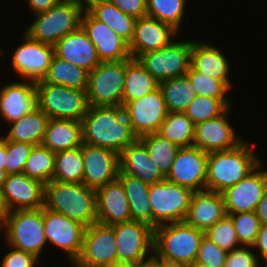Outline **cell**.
<instances>
[{"instance_id":"1","label":"cell","mask_w":267,"mask_h":267,"mask_svg":"<svg viewBox=\"0 0 267 267\" xmlns=\"http://www.w3.org/2000/svg\"><path fill=\"white\" fill-rule=\"evenodd\" d=\"M83 143L108 148L120 154L138 138L123 106H89L82 119Z\"/></svg>"},{"instance_id":"2","label":"cell","mask_w":267,"mask_h":267,"mask_svg":"<svg viewBox=\"0 0 267 267\" xmlns=\"http://www.w3.org/2000/svg\"><path fill=\"white\" fill-rule=\"evenodd\" d=\"M244 140L236 148L208 154L206 190L221 193L252 172L262 160L255 148ZM255 152V153H254Z\"/></svg>"},{"instance_id":"3","label":"cell","mask_w":267,"mask_h":267,"mask_svg":"<svg viewBox=\"0 0 267 267\" xmlns=\"http://www.w3.org/2000/svg\"><path fill=\"white\" fill-rule=\"evenodd\" d=\"M45 207L85 227L97 223L96 190L84 183L50 181L45 185Z\"/></svg>"},{"instance_id":"4","label":"cell","mask_w":267,"mask_h":267,"mask_svg":"<svg viewBox=\"0 0 267 267\" xmlns=\"http://www.w3.org/2000/svg\"><path fill=\"white\" fill-rule=\"evenodd\" d=\"M83 11L74 0H60L49 10L34 14L33 22L23 32L32 40L54 45L81 26Z\"/></svg>"},{"instance_id":"5","label":"cell","mask_w":267,"mask_h":267,"mask_svg":"<svg viewBox=\"0 0 267 267\" xmlns=\"http://www.w3.org/2000/svg\"><path fill=\"white\" fill-rule=\"evenodd\" d=\"M205 231L185 221L160 225L154 228V254L178 262L192 264L196 261L198 249Z\"/></svg>"},{"instance_id":"6","label":"cell","mask_w":267,"mask_h":267,"mask_svg":"<svg viewBox=\"0 0 267 267\" xmlns=\"http://www.w3.org/2000/svg\"><path fill=\"white\" fill-rule=\"evenodd\" d=\"M37 107L50 119L81 122L89 108L86 90L54 85L44 80L35 82Z\"/></svg>"},{"instance_id":"7","label":"cell","mask_w":267,"mask_h":267,"mask_svg":"<svg viewBox=\"0 0 267 267\" xmlns=\"http://www.w3.org/2000/svg\"><path fill=\"white\" fill-rule=\"evenodd\" d=\"M3 233L7 246L42 258L41 253L48 245L44 233L43 208L11 211L4 223Z\"/></svg>"},{"instance_id":"8","label":"cell","mask_w":267,"mask_h":267,"mask_svg":"<svg viewBox=\"0 0 267 267\" xmlns=\"http://www.w3.org/2000/svg\"><path fill=\"white\" fill-rule=\"evenodd\" d=\"M172 40L164 48L139 55L136 59L158 81L185 76L191 62L192 40Z\"/></svg>"},{"instance_id":"9","label":"cell","mask_w":267,"mask_h":267,"mask_svg":"<svg viewBox=\"0 0 267 267\" xmlns=\"http://www.w3.org/2000/svg\"><path fill=\"white\" fill-rule=\"evenodd\" d=\"M193 193L191 189L166 179L150 185L149 200L152 208V227L184 221Z\"/></svg>"},{"instance_id":"10","label":"cell","mask_w":267,"mask_h":267,"mask_svg":"<svg viewBox=\"0 0 267 267\" xmlns=\"http://www.w3.org/2000/svg\"><path fill=\"white\" fill-rule=\"evenodd\" d=\"M125 60L100 62L88 73L89 106H123Z\"/></svg>"},{"instance_id":"11","label":"cell","mask_w":267,"mask_h":267,"mask_svg":"<svg viewBox=\"0 0 267 267\" xmlns=\"http://www.w3.org/2000/svg\"><path fill=\"white\" fill-rule=\"evenodd\" d=\"M114 229L117 261L140 263L154 254V228L140 221H127Z\"/></svg>"},{"instance_id":"12","label":"cell","mask_w":267,"mask_h":267,"mask_svg":"<svg viewBox=\"0 0 267 267\" xmlns=\"http://www.w3.org/2000/svg\"><path fill=\"white\" fill-rule=\"evenodd\" d=\"M44 233L49 244L66 254V261L72 266L79 258L85 226L63 214L43 207Z\"/></svg>"},{"instance_id":"13","label":"cell","mask_w":267,"mask_h":267,"mask_svg":"<svg viewBox=\"0 0 267 267\" xmlns=\"http://www.w3.org/2000/svg\"><path fill=\"white\" fill-rule=\"evenodd\" d=\"M21 39L23 42L11 54V67L21 80H43L54 56V46L32 40L24 32Z\"/></svg>"},{"instance_id":"14","label":"cell","mask_w":267,"mask_h":267,"mask_svg":"<svg viewBox=\"0 0 267 267\" xmlns=\"http://www.w3.org/2000/svg\"><path fill=\"white\" fill-rule=\"evenodd\" d=\"M114 229L99 223L85 228L82 251L71 267H107L117 261Z\"/></svg>"},{"instance_id":"15","label":"cell","mask_w":267,"mask_h":267,"mask_svg":"<svg viewBox=\"0 0 267 267\" xmlns=\"http://www.w3.org/2000/svg\"><path fill=\"white\" fill-rule=\"evenodd\" d=\"M262 161L252 172L221 192L226 214L255 211L267 190V170Z\"/></svg>"},{"instance_id":"16","label":"cell","mask_w":267,"mask_h":267,"mask_svg":"<svg viewBox=\"0 0 267 267\" xmlns=\"http://www.w3.org/2000/svg\"><path fill=\"white\" fill-rule=\"evenodd\" d=\"M124 110L137 138L158 132L168 113L159 87L142 98L128 102Z\"/></svg>"},{"instance_id":"17","label":"cell","mask_w":267,"mask_h":267,"mask_svg":"<svg viewBox=\"0 0 267 267\" xmlns=\"http://www.w3.org/2000/svg\"><path fill=\"white\" fill-rule=\"evenodd\" d=\"M232 106L221 115L195 125L193 146L204 152L226 151L236 148L245 139L229 122ZM237 133V134H236Z\"/></svg>"},{"instance_id":"18","label":"cell","mask_w":267,"mask_h":267,"mask_svg":"<svg viewBox=\"0 0 267 267\" xmlns=\"http://www.w3.org/2000/svg\"><path fill=\"white\" fill-rule=\"evenodd\" d=\"M208 154L194 146L180 148L165 179L193 192L206 190Z\"/></svg>"},{"instance_id":"19","label":"cell","mask_w":267,"mask_h":267,"mask_svg":"<svg viewBox=\"0 0 267 267\" xmlns=\"http://www.w3.org/2000/svg\"><path fill=\"white\" fill-rule=\"evenodd\" d=\"M84 175L82 183L97 190L118 177L119 154L115 151L87 144L81 145Z\"/></svg>"},{"instance_id":"20","label":"cell","mask_w":267,"mask_h":267,"mask_svg":"<svg viewBox=\"0 0 267 267\" xmlns=\"http://www.w3.org/2000/svg\"><path fill=\"white\" fill-rule=\"evenodd\" d=\"M81 27L94 43L101 62L132 58L129 44L104 22L95 19L86 9L81 17Z\"/></svg>"},{"instance_id":"21","label":"cell","mask_w":267,"mask_h":267,"mask_svg":"<svg viewBox=\"0 0 267 267\" xmlns=\"http://www.w3.org/2000/svg\"><path fill=\"white\" fill-rule=\"evenodd\" d=\"M2 191L10 211L35 210L45 206V184L24 173L7 175Z\"/></svg>"},{"instance_id":"22","label":"cell","mask_w":267,"mask_h":267,"mask_svg":"<svg viewBox=\"0 0 267 267\" xmlns=\"http://www.w3.org/2000/svg\"><path fill=\"white\" fill-rule=\"evenodd\" d=\"M179 33L169 24L145 16L136 20L134 36L129 44V52L133 59L144 53L167 46L178 37Z\"/></svg>"},{"instance_id":"23","label":"cell","mask_w":267,"mask_h":267,"mask_svg":"<svg viewBox=\"0 0 267 267\" xmlns=\"http://www.w3.org/2000/svg\"><path fill=\"white\" fill-rule=\"evenodd\" d=\"M37 108L35 82L8 81L0 89L1 120L10 124Z\"/></svg>"},{"instance_id":"24","label":"cell","mask_w":267,"mask_h":267,"mask_svg":"<svg viewBox=\"0 0 267 267\" xmlns=\"http://www.w3.org/2000/svg\"><path fill=\"white\" fill-rule=\"evenodd\" d=\"M96 208L99 224L112 226L132 220L125 190L118 178L96 190Z\"/></svg>"},{"instance_id":"25","label":"cell","mask_w":267,"mask_h":267,"mask_svg":"<svg viewBox=\"0 0 267 267\" xmlns=\"http://www.w3.org/2000/svg\"><path fill=\"white\" fill-rule=\"evenodd\" d=\"M54 55L91 72L100 64L94 43L80 26L54 45Z\"/></svg>"},{"instance_id":"26","label":"cell","mask_w":267,"mask_h":267,"mask_svg":"<svg viewBox=\"0 0 267 267\" xmlns=\"http://www.w3.org/2000/svg\"><path fill=\"white\" fill-rule=\"evenodd\" d=\"M228 59L220 47L206 41L192 40L190 66L211 78L221 80L231 90L233 81L229 75L232 68Z\"/></svg>"},{"instance_id":"27","label":"cell","mask_w":267,"mask_h":267,"mask_svg":"<svg viewBox=\"0 0 267 267\" xmlns=\"http://www.w3.org/2000/svg\"><path fill=\"white\" fill-rule=\"evenodd\" d=\"M226 215L223 196L214 191H197L192 194L184 221L206 231Z\"/></svg>"},{"instance_id":"28","label":"cell","mask_w":267,"mask_h":267,"mask_svg":"<svg viewBox=\"0 0 267 267\" xmlns=\"http://www.w3.org/2000/svg\"><path fill=\"white\" fill-rule=\"evenodd\" d=\"M119 163V173L137 177L145 184L153 185L165 179L157 165L152 161L147 148L139 139L129 144L119 154Z\"/></svg>"},{"instance_id":"29","label":"cell","mask_w":267,"mask_h":267,"mask_svg":"<svg viewBox=\"0 0 267 267\" xmlns=\"http://www.w3.org/2000/svg\"><path fill=\"white\" fill-rule=\"evenodd\" d=\"M82 144V122L70 119H49L43 146L57 153L78 148Z\"/></svg>"},{"instance_id":"30","label":"cell","mask_w":267,"mask_h":267,"mask_svg":"<svg viewBox=\"0 0 267 267\" xmlns=\"http://www.w3.org/2000/svg\"><path fill=\"white\" fill-rule=\"evenodd\" d=\"M49 117L38 107L31 113L8 124L10 127L2 136L9 141L40 145L43 142Z\"/></svg>"},{"instance_id":"31","label":"cell","mask_w":267,"mask_h":267,"mask_svg":"<svg viewBox=\"0 0 267 267\" xmlns=\"http://www.w3.org/2000/svg\"><path fill=\"white\" fill-rule=\"evenodd\" d=\"M117 178L124 187L132 220L147 223L152 227V208L149 200L150 185L125 173H118Z\"/></svg>"},{"instance_id":"32","label":"cell","mask_w":267,"mask_h":267,"mask_svg":"<svg viewBox=\"0 0 267 267\" xmlns=\"http://www.w3.org/2000/svg\"><path fill=\"white\" fill-rule=\"evenodd\" d=\"M159 87V82L137 59L125 60L123 107L130 101L142 98Z\"/></svg>"},{"instance_id":"33","label":"cell","mask_w":267,"mask_h":267,"mask_svg":"<svg viewBox=\"0 0 267 267\" xmlns=\"http://www.w3.org/2000/svg\"><path fill=\"white\" fill-rule=\"evenodd\" d=\"M95 19L104 22L128 44L133 39L136 18L125 14L106 0L97 1L86 9Z\"/></svg>"},{"instance_id":"34","label":"cell","mask_w":267,"mask_h":267,"mask_svg":"<svg viewBox=\"0 0 267 267\" xmlns=\"http://www.w3.org/2000/svg\"><path fill=\"white\" fill-rule=\"evenodd\" d=\"M159 88L168 113H184L196 97V92L186 75L161 81Z\"/></svg>"},{"instance_id":"35","label":"cell","mask_w":267,"mask_h":267,"mask_svg":"<svg viewBox=\"0 0 267 267\" xmlns=\"http://www.w3.org/2000/svg\"><path fill=\"white\" fill-rule=\"evenodd\" d=\"M88 73L84 68L54 55L49 65L48 73L43 80L54 85L87 90Z\"/></svg>"},{"instance_id":"36","label":"cell","mask_w":267,"mask_h":267,"mask_svg":"<svg viewBox=\"0 0 267 267\" xmlns=\"http://www.w3.org/2000/svg\"><path fill=\"white\" fill-rule=\"evenodd\" d=\"M195 125L185 113H167L158 133L179 148L193 146Z\"/></svg>"},{"instance_id":"37","label":"cell","mask_w":267,"mask_h":267,"mask_svg":"<svg viewBox=\"0 0 267 267\" xmlns=\"http://www.w3.org/2000/svg\"><path fill=\"white\" fill-rule=\"evenodd\" d=\"M138 139L145 145L152 161L166 178L170 173L174 157L180 148L158 132L143 135Z\"/></svg>"},{"instance_id":"38","label":"cell","mask_w":267,"mask_h":267,"mask_svg":"<svg viewBox=\"0 0 267 267\" xmlns=\"http://www.w3.org/2000/svg\"><path fill=\"white\" fill-rule=\"evenodd\" d=\"M84 164L81 146L55 154L53 179L60 182L82 183Z\"/></svg>"},{"instance_id":"39","label":"cell","mask_w":267,"mask_h":267,"mask_svg":"<svg viewBox=\"0 0 267 267\" xmlns=\"http://www.w3.org/2000/svg\"><path fill=\"white\" fill-rule=\"evenodd\" d=\"M55 154L42 144L33 146L22 173L48 184L53 179Z\"/></svg>"},{"instance_id":"40","label":"cell","mask_w":267,"mask_h":267,"mask_svg":"<svg viewBox=\"0 0 267 267\" xmlns=\"http://www.w3.org/2000/svg\"><path fill=\"white\" fill-rule=\"evenodd\" d=\"M188 0H147V16L169 24L180 33Z\"/></svg>"},{"instance_id":"41","label":"cell","mask_w":267,"mask_h":267,"mask_svg":"<svg viewBox=\"0 0 267 267\" xmlns=\"http://www.w3.org/2000/svg\"><path fill=\"white\" fill-rule=\"evenodd\" d=\"M189 81L191 82L196 96L213 97L220 99L227 107L233 106L234 101L228 97L229 88L221 81L211 78L191 66L186 73Z\"/></svg>"},{"instance_id":"42","label":"cell","mask_w":267,"mask_h":267,"mask_svg":"<svg viewBox=\"0 0 267 267\" xmlns=\"http://www.w3.org/2000/svg\"><path fill=\"white\" fill-rule=\"evenodd\" d=\"M227 108L220 99L196 96L184 113L196 125L221 115Z\"/></svg>"},{"instance_id":"43","label":"cell","mask_w":267,"mask_h":267,"mask_svg":"<svg viewBox=\"0 0 267 267\" xmlns=\"http://www.w3.org/2000/svg\"><path fill=\"white\" fill-rule=\"evenodd\" d=\"M205 236L227 252L242 246L237 238L234 224L227 214L209 227L205 231Z\"/></svg>"},{"instance_id":"44","label":"cell","mask_w":267,"mask_h":267,"mask_svg":"<svg viewBox=\"0 0 267 267\" xmlns=\"http://www.w3.org/2000/svg\"><path fill=\"white\" fill-rule=\"evenodd\" d=\"M228 215L234 224L239 243L243 246H252L261 225L255 212H239Z\"/></svg>"},{"instance_id":"45","label":"cell","mask_w":267,"mask_h":267,"mask_svg":"<svg viewBox=\"0 0 267 267\" xmlns=\"http://www.w3.org/2000/svg\"><path fill=\"white\" fill-rule=\"evenodd\" d=\"M34 145L6 140V163L7 174L22 173L25 163Z\"/></svg>"},{"instance_id":"46","label":"cell","mask_w":267,"mask_h":267,"mask_svg":"<svg viewBox=\"0 0 267 267\" xmlns=\"http://www.w3.org/2000/svg\"><path fill=\"white\" fill-rule=\"evenodd\" d=\"M228 252L204 235L201 240L196 261L210 267H225Z\"/></svg>"},{"instance_id":"47","label":"cell","mask_w":267,"mask_h":267,"mask_svg":"<svg viewBox=\"0 0 267 267\" xmlns=\"http://www.w3.org/2000/svg\"><path fill=\"white\" fill-rule=\"evenodd\" d=\"M251 246H240L228 252L225 267H261L263 261Z\"/></svg>"},{"instance_id":"48","label":"cell","mask_w":267,"mask_h":267,"mask_svg":"<svg viewBox=\"0 0 267 267\" xmlns=\"http://www.w3.org/2000/svg\"><path fill=\"white\" fill-rule=\"evenodd\" d=\"M10 249L3 255L0 267H36L37 263L41 265L39 258L34 254L15 249L8 246Z\"/></svg>"},{"instance_id":"49","label":"cell","mask_w":267,"mask_h":267,"mask_svg":"<svg viewBox=\"0 0 267 267\" xmlns=\"http://www.w3.org/2000/svg\"><path fill=\"white\" fill-rule=\"evenodd\" d=\"M136 19L147 16V0H106Z\"/></svg>"},{"instance_id":"50","label":"cell","mask_w":267,"mask_h":267,"mask_svg":"<svg viewBox=\"0 0 267 267\" xmlns=\"http://www.w3.org/2000/svg\"><path fill=\"white\" fill-rule=\"evenodd\" d=\"M251 247L261 261L267 262V224L260 225L259 232Z\"/></svg>"},{"instance_id":"51","label":"cell","mask_w":267,"mask_h":267,"mask_svg":"<svg viewBox=\"0 0 267 267\" xmlns=\"http://www.w3.org/2000/svg\"><path fill=\"white\" fill-rule=\"evenodd\" d=\"M32 14L44 12L55 6L60 0H24Z\"/></svg>"},{"instance_id":"52","label":"cell","mask_w":267,"mask_h":267,"mask_svg":"<svg viewBox=\"0 0 267 267\" xmlns=\"http://www.w3.org/2000/svg\"><path fill=\"white\" fill-rule=\"evenodd\" d=\"M254 212L259 218L260 224H267V190L264 192L262 199L258 202Z\"/></svg>"},{"instance_id":"53","label":"cell","mask_w":267,"mask_h":267,"mask_svg":"<svg viewBox=\"0 0 267 267\" xmlns=\"http://www.w3.org/2000/svg\"><path fill=\"white\" fill-rule=\"evenodd\" d=\"M10 210L7 206L2 187H0V222L4 225L6 218L10 215Z\"/></svg>"},{"instance_id":"54","label":"cell","mask_w":267,"mask_h":267,"mask_svg":"<svg viewBox=\"0 0 267 267\" xmlns=\"http://www.w3.org/2000/svg\"><path fill=\"white\" fill-rule=\"evenodd\" d=\"M161 267H189V264L161 257H153Z\"/></svg>"},{"instance_id":"55","label":"cell","mask_w":267,"mask_h":267,"mask_svg":"<svg viewBox=\"0 0 267 267\" xmlns=\"http://www.w3.org/2000/svg\"><path fill=\"white\" fill-rule=\"evenodd\" d=\"M6 163V139L0 135V169L5 170Z\"/></svg>"},{"instance_id":"56","label":"cell","mask_w":267,"mask_h":267,"mask_svg":"<svg viewBox=\"0 0 267 267\" xmlns=\"http://www.w3.org/2000/svg\"><path fill=\"white\" fill-rule=\"evenodd\" d=\"M107 267H139V263L126 262V261H116Z\"/></svg>"},{"instance_id":"57","label":"cell","mask_w":267,"mask_h":267,"mask_svg":"<svg viewBox=\"0 0 267 267\" xmlns=\"http://www.w3.org/2000/svg\"><path fill=\"white\" fill-rule=\"evenodd\" d=\"M139 267H161L160 264L153 258L140 262Z\"/></svg>"},{"instance_id":"58","label":"cell","mask_w":267,"mask_h":267,"mask_svg":"<svg viewBox=\"0 0 267 267\" xmlns=\"http://www.w3.org/2000/svg\"><path fill=\"white\" fill-rule=\"evenodd\" d=\"M74 1H76L83 9H87L93 3L102 0H74Z\"/></svg>"},{"instance_id":"59","label":"cell","mask_w":267,"mask_h":267,"mask_svg":"<svg viewBox=\"0 0 267 267\" xmlns=\"http://www.w3.org/2000/svg\"><path fill=\"white\" fill-rule=\"evenodd\" d=\"M7 175H8V174H7L6 170H1V169H0V187H2L4 181H5L6 178H7Z\"/></svg>"},{"instance_id":"60","label":"cell","mask_w":267,"mask_h":267,"mask_svg":"<svg viewBox=\"0 0 267 267\" xmlns=\"http://www.w3.org/2000/svg\"><path fill=\"white\" fill-rule=\"evenodd\" d=\"M189 267H210V266L203 264L201 262L194 261L192 264H189Z\"/></svg>"},{"instance_id":"61","label":"cell","mask_w":267,"mask_h":267,"mask_svg":"<svg viewBox=\"0 0 267 267\" xmlns=\"http://www.w3.org/2000/svg\"><path fill=\"white\" fill-rule=\"evenodd\" d=\"M3 226H4V225L0 222V232H1V233H3V232H2V231H3Z\"/></svg>"},{"instance_id":"62","label":"cell","mask_w":267,"mask_h":267,"mask_svg":"<svg viewBox=\"0 0 267 267\" xmlns=\"http://www.w3.org/2000/svg\"><path fill=\"white\" fill-rule=\"evenodd\" d=\"M4 51H2V48L0 47V57L3 56L4 54H2ZM1 62V61H0Z\"/></svg>"},{"instance_id":"63","label":"cell","mask_w":267,"mask_h":267,"mask_svg":"<svg viewBox=\"0 0 267 267\" xmlns=\"http://www.w3.org/2000/svg\"><path fill=\"white\" fill-rule=\"evenodd\" d=\"M264 263H265V264H264ZM263 265H264V266H263ZM262 266H263V267H267V262H263L262 265H261V267H262Z\"/></svg>"}]
</instances>
